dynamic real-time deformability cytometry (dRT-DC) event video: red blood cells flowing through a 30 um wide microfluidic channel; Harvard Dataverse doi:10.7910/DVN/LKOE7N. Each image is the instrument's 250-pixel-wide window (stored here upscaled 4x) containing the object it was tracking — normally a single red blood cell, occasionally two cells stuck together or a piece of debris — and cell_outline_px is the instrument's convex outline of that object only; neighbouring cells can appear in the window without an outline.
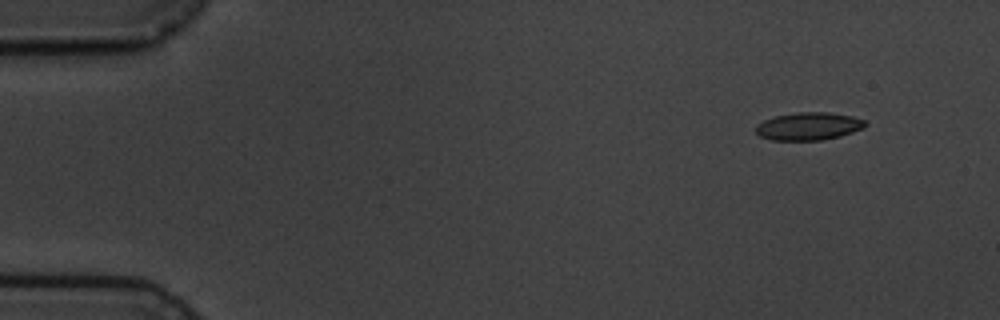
{"species": "common noctule bat (a hibernating species)", "species_latin": "Nyctalus noctula", "temperature_condition": "cold", "stored_images_in_passage": 3, "camera_frame_rate_fps": 3000, "um_per_image_px": 0.085, "animal": {"sex": "male", "body_mass_g": 19.5, "forearm_length_mm": 54.6}, "frame": {"image": 1, "passage_image": 1, "time_ms": 0.0, "image_size_px": [1000, 320], "cell_outline_px": [[864, 128], [840, 136], [824, 140], [772, 140], [760, 136], [756, 132], [756, 124], [764, 120], [776, 116], [796, 112], [828, 112], [852, 116], [864, 120]], "centroid_in_image_um": [68.71, 10.73], "position_along_channel_um": 16.3, "area_um2": 17.63}}